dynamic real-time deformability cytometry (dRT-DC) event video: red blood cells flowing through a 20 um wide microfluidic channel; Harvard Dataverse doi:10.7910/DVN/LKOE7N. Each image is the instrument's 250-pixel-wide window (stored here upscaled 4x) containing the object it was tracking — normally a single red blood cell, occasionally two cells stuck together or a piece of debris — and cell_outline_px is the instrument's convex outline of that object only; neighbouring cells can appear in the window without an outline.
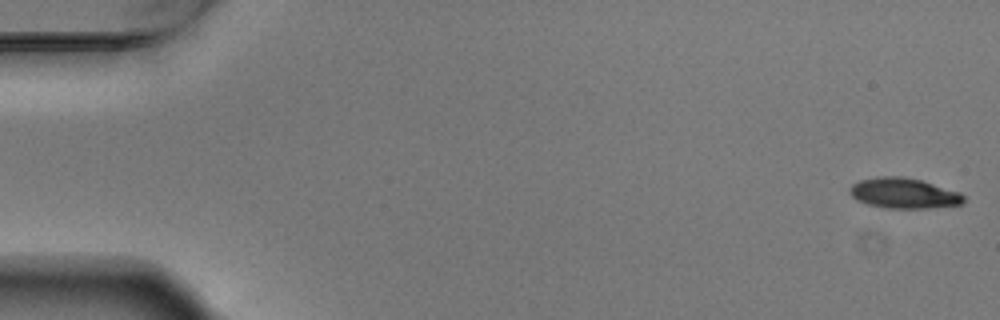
{"species": "Egyptian fruit bat (a non-hibernating species)", "species_latin": "Rousettus aegyptiacus", "temperature_condition": "warm", "stored_images_in_passage": 6, "camera_frame_rate_fps": 3000, "um_per_image_px": 0.085, "animal": {"sex": "male"}, "frame": {"image": 1, "passage_image": 1, "time_ms": 0.0, "image_size_px": [1000, 320], "cell_outline_px": [[964, 204], [932, 208], [884, 208], [868, 204], [856, 200], [848, 192], [848, 188], [852, 184], [860, 180], [880, 176], [900, 176], [920, 180], [960, 192], [964, 196]], "centroid_in_image_um": [76.8, 16.43], "position_along_channel_um": 8.2, "area_um2": 20.29}}